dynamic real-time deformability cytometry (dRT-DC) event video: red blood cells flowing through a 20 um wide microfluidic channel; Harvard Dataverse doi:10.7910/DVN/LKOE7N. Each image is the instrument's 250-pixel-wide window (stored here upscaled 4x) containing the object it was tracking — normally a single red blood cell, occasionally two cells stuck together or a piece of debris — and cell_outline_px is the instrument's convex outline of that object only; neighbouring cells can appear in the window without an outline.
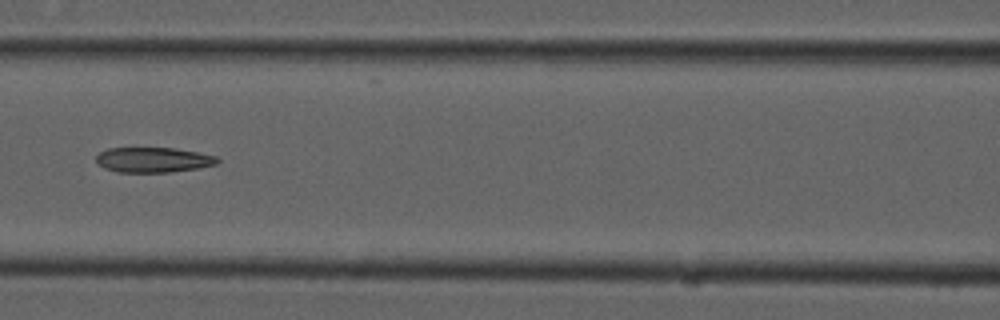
{"species": "common noctule bat (a hibernating species)", "species_latin": "Nyctalus noctula", "temperature_condition": "cold", "stored_images_in_passage": 6, "camera_frame_rate_fps": 3000, "um_per_image_px": 0.085, "animal": {"sex": "male", "forearm_length_mm": 52.5}, "frame": {"image": 1, "passage_image": 6, "time_ms": 1.667, "image_size_px": [1000, 320], "cell_outline_px": [[220, 160], [216, 164], [200, 168], [168, 172], [116, 172], [104, 168], [96, 160], [96, 156], [100, 152], [108, 148], [176, 148], [216, 156]], "centroid_in_image_um": [13.03, 13.59], "position_along_channel_um": 153.6, "area_um2": 17.69}}